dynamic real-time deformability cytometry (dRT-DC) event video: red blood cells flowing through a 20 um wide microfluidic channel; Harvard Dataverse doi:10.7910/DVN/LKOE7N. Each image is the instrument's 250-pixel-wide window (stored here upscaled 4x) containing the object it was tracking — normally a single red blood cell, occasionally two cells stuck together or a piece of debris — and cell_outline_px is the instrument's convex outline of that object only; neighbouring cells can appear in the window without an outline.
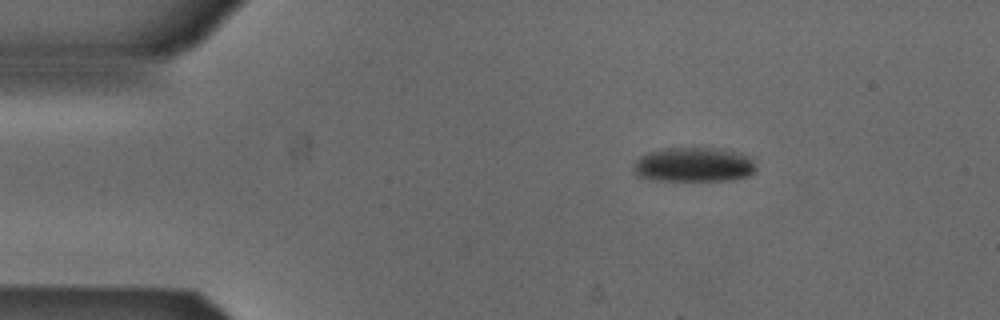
{"species": "Egyptian fruit bat (a non-hibernating species)", "species_latin": "Rousettus aegyptiacus", "temperature_condition": "cold", "stored_images_in_passage": 45, "camera_frame_rate_fps": 3000, "um_per_image_px": 0.085, "animal": {"sex": "male"}, "frame": {"image": 1, "passage_image": 1, "time_ms": 0.0, "image_size_px": [1000, 320], "cell_outline_px": [[756, 172], [748, 176], [732, 180], [652, 180], [636, 176], [632, 172], [632, 164], [640, 156], [648, 152], [668, 148], [724, 148], [756, 156]], "centroid_in_image_um": [59.03, 13.99], "position_along_channel_um": 26.0, "area_um2": 25.43}}
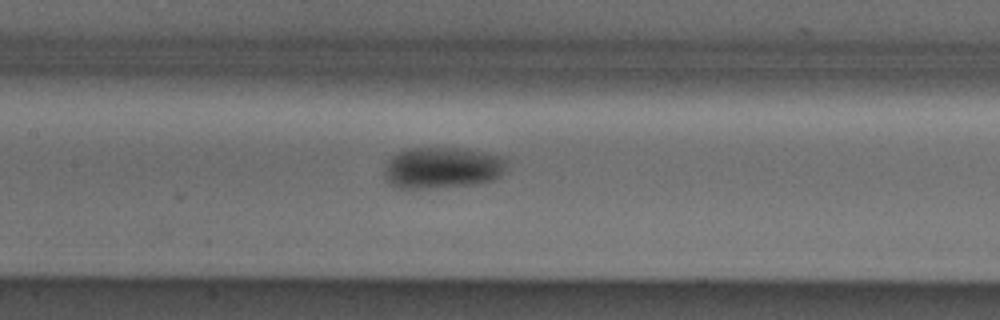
{"frame": {"image": 2, "passage_image": 17, "time_ms": 5.333, "image_size_px": [1000, 320], "cell_outline_px": [[508, 160], [504, 172], [496, 180], [480, 184], [436, 188], [396, 188], [384, 180], [384, 164], [392, 156], [404, 148], [468, 148], [504, 156]], "centroid_in_image_um": [37.62, 14.26], "position_along_channel_um": 169.8, "area_um2": 30.46}}
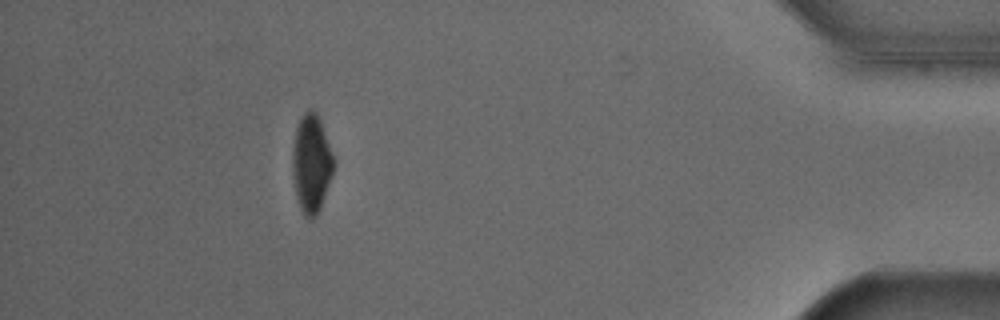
{"frame": {"image": 3, "passage_image": 40, "time_ms": 13.0, "image_size_px": [1000, 320], "cell_outline_px": [[336, 164], [320, 208], [316, 216], [312, 220], [304, 216], [300, 208], [296, 196], [292, 172], [292, 152], [296, 128], [304, 112], [308, 108], [312, 108], [316, 112], [320, 120], [336, 160]], "centroid_in_image_um": [26.48, 13.9], "position_along_channel_um": 408.7, "area_um2": 23.81}, "authors_computed_cell_mechanics": {"area_um2": 26.3568, "velocity_mm_per_s": 3.8831, "shape_relaxation_time_tau1_ms": 3.5175, "shape_relaxation_time_tau2_ms": null, "deformation_change_tau1": 0.0862, "deformation_change_tau2": null}}